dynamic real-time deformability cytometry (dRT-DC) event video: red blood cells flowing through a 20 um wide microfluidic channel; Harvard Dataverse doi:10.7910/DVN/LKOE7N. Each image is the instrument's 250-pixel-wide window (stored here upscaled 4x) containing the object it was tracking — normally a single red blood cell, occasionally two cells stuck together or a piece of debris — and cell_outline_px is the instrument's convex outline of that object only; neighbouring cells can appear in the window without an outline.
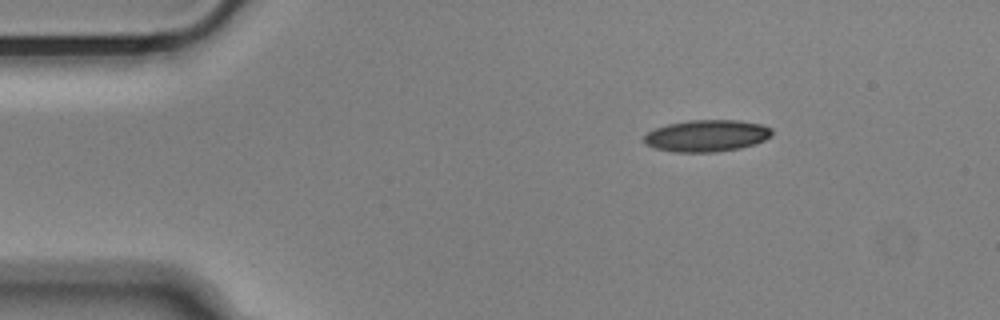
{"species": "Egyptian fruit bat (a non-hibernating species)", "species_latin": "Rousettus aegyptiacus", "temperature_condition": "cold", "stored_images_in_passage": 47, "camera_frame_rate_fps": 3000, "um_per_image_px": 0.085, "animal": {"sex": "male"}, "frame": {"image": 1, "passage_image": 1, "time_ms": 0.0, "image_size_px": [1000, 320], "cell_outline_px": [[772, 136], [764, 140], [740, 148], [716, 152], [672, 152], [656, 148], [644, 144], [644, 136], [648, 132], [656, 128], [668, 124], [688, 120], [740, 120], [760, 124], [772, 128]], "centroid_in_image_um": [60.07, 11.54], "position_along_channel_um": 24.9, "area_um2": 23.7}}
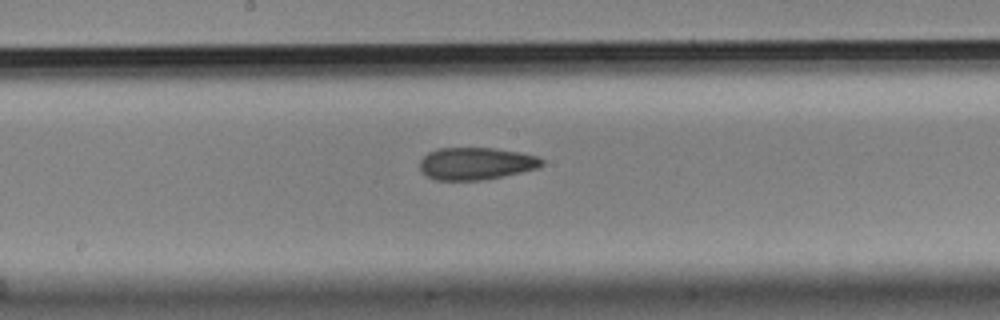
{"frame": {"image": 2, "passage_image": 21, "time_ms": 6.667, "image_size_px": [1000, 320], "cell_outline_px": [[544, 164], [540, 168], [504, 176], [480, 180], [436, 180], [424, 176], [420, 172], [420, 160], [428, 152], [436, 148], [492, 148], [520, 152], [536, 156], [544, 160]], "centroid_in_image_um": [40.44, 13.91], "position_along_channel_um": 207.8, "area_um2": 23.24}}
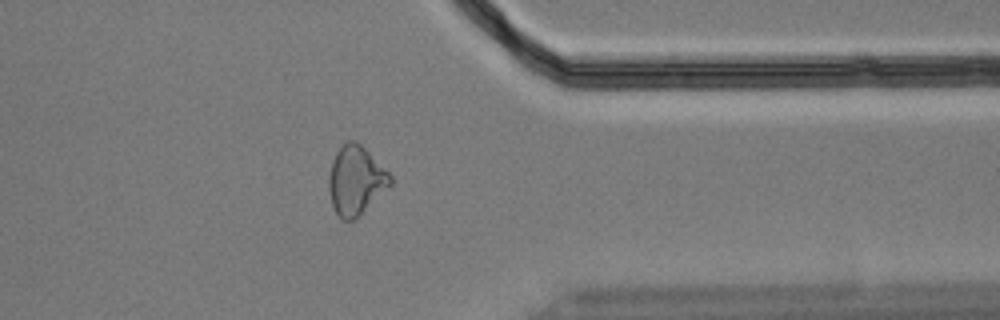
{"frame": {"image": 3, "passage_image": 36, "time_ms": 11.667, "image_size_px": [1000, 320], "cell_outline_px": [[392, 184], [352, 220], [340, 220], [332, 204], [328, 188], [328, 176], [332, 160], [336, 152], [348, 140], [356, 140], [392, 176]], "centroid_in_image_um": [30.21, 15.32], "position_along_channel_um": 381.2, "area_um2": 24.16}, "authors_computed_cell_mechanics": {"area_um2": 23.8714, "velocity_mm_per_s": 3.6632, "shape_relaxation_time_tau1_ms": 11.1922, "shape_relaxation_time_tau2_ms": 4.157, "deformation_change_tau1": 0.2069, "deformation_change_tau2": 0.1315}}